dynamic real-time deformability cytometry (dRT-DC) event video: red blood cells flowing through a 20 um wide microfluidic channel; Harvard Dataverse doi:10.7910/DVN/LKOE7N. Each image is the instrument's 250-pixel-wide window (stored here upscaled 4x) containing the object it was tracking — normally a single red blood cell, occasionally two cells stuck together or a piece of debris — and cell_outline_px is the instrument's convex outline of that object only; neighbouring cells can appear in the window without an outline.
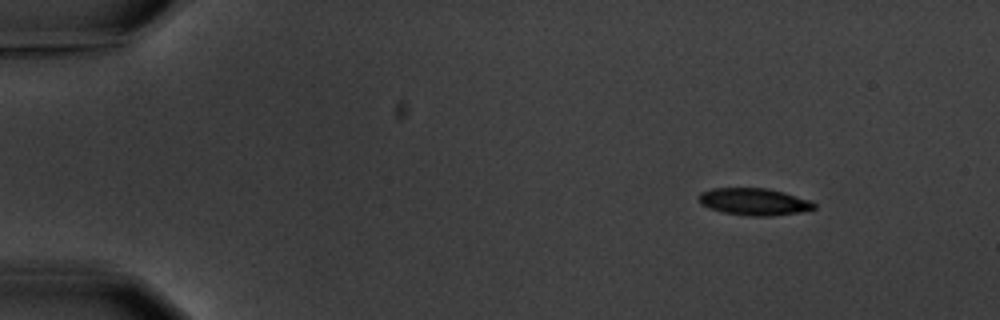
{"species": "common noctule bat (a hibernating species)", "species_latin": "Nyctalus noctula", "temperature_condition": "warm", "stored_images_in_passage": 5, "camera_frame_rate_fps": 3000, "um_per_image_px": 0.085, "animal": {"sex": "male", "body_mass_g": 20.1, "forearm_length_mm": 53.5}, "frame": {"image": 1, "passage_image": 1, "time_ms": 0.0, "image_size_px": [1000, 320], "cell_outline_px": [[816, 208], [800, 212], [772, 216], [752, 216], [724, 212], [700, 204], [696, 196], [700, 192], [712, 188], [768, 188], [784, 192], [808, 200], [816, 204]], "centroid_in_image_um": [64.07, 17.13], "position_along_channel_um": 20.9, "area_um2": 18.15}}
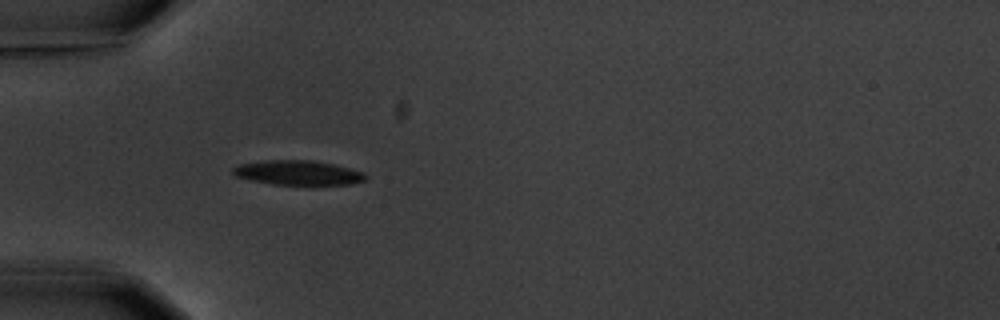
{"frame": {"image": 2, "passage_image": 4, "time_ms": 3.667, "image_size_px": [1000, 320], "cell_outline_px": [[368, 176], [364, 180], [352, 184], [308, 188], [272, 184], [252, 180], [236, 176], [232, 172], [232, 168], [240, 164], [264, 160], [312, 160], [332, 164], [364, 172]], "centroid_in_image_um": [25.39, 14.73], "position_along_channel_um": 59.6, "area_um2": 19.88}}
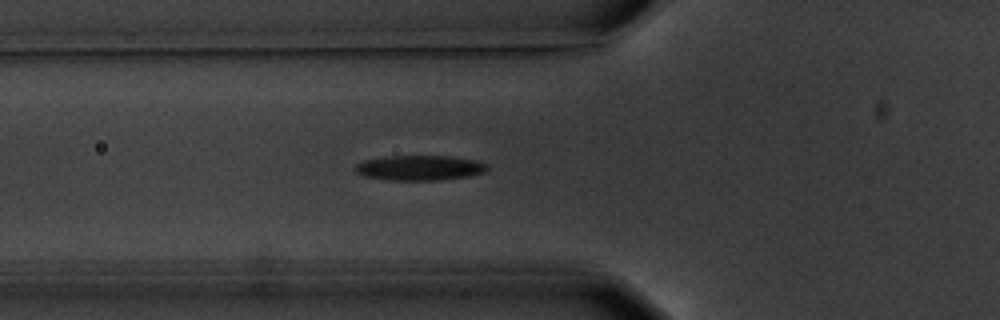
{"frame": {"image": 3, "passage_image": 5, "time_ms": 4.667, "image_size_px": [1000, 320], "cell_outline_px": [[488, 168], [484, 172], [468, 176], [440, 180], [388, 180], [364, 176], [356, 172], [352, 168], [356, 164], [364, 160], [384, 156], [452, 156], [480, 160], [488, 164]], "centroid_in_image_um": [35.67, 14.26], "position_along_channel_um": 90.1, "area_um2": 19.54}}